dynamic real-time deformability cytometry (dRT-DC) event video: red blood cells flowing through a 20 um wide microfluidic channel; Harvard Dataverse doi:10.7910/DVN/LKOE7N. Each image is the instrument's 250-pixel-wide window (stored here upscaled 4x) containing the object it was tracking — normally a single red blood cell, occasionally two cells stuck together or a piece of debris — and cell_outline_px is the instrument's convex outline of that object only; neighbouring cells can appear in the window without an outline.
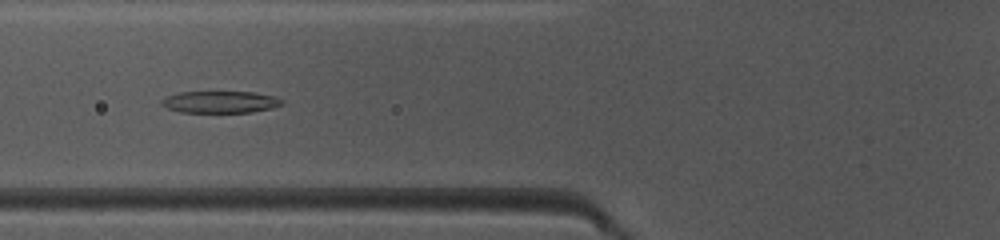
{"species": "common noctule bat (a hibernating species)", "species_latin": "Nyctalus noctula", "temperature_condition": "warm", "stored_images_in_passage": 37, "camera_frame_rate_fps": 3000, "um_per_image_px": 0.085, "animal": {"sex": "female", "body_mass_g": 10.0, "forearm_length_mm": 53.1}, "frame": {"image": 1, "passage_image": 8, "time_ms": 2.333, "image_size_px": [1000, 240], "cell_outline_px": [[284, 104], [272, 108], [252, 112], [180, 112], [168, 108], [160, 104], [160, 100], [168, 96], [180, 92], [252, 92], [272, 96], [284, 100]], "centroid_in_image_um": [18.72, 8.67], "position_along_channel_um": 107.1, "area_um2": 15.26}}
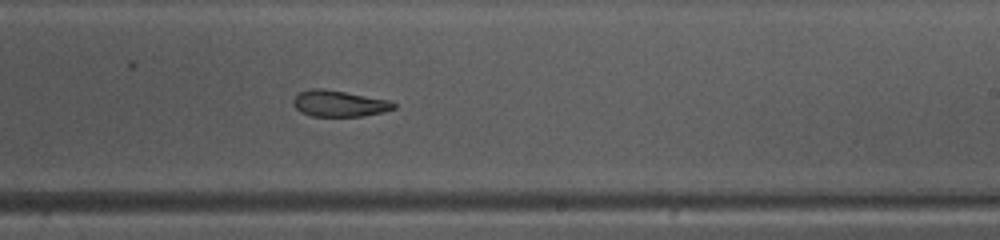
{"frame": {"image": 2, "passage_image": 19, "time_ms": 6.0, "image_size_px": [1000, 240], "cell_outline_px": [[396, 108], [384, 112], [364, 116], [312, 116], [300, 112], [296, 108], [292, 100], [300, 92], [308, 88], [324, 88], [388, 100], [396, 104]], "centroid_in_image_um": [28.82, 8.8], "position_along_channel_um": 260.2, "area_um2": 15.37}}
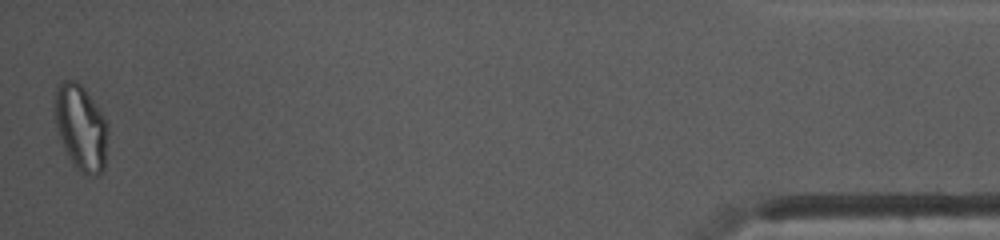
{"frame": {"image": 3, "passage_image": 37, "time_ms": 12.0, "image_size_px": [1000, 240], "cell_outline_px": [[108, 128], [104, 168], [100, 176], [84, 176], [76, 168], [68, 156], [64, 148], [56, 124], [56, 88], [64, 80], [76, 80], [84, 88], [100, 112]], "centroid_in_image_um": [6.9, 10.91], "position_along_channel_um": 428.3, "area_um2": 26.01}, "authors_computed_cell_mechanics": {"area_um2": 16.4152, "velocity_mm_per_s": 4.1613, "shape_relaxation_time_tau1_ms": null, "shape_relaxation_time_tau2_ms": 8.5311, "deformation_change_tau1": null, "deformation_change_tau2": 0.1398}}